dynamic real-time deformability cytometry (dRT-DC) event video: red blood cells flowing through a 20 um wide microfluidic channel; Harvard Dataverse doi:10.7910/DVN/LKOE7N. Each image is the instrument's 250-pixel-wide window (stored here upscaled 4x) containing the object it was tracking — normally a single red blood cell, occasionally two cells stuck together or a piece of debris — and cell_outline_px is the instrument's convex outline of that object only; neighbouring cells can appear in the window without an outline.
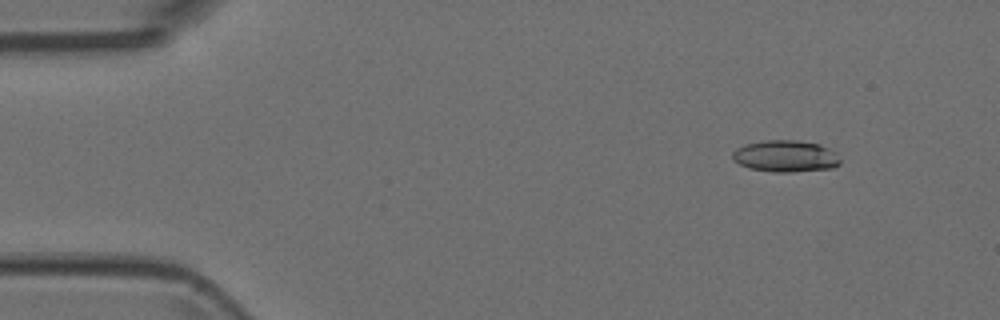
{"species": "Egyptian fruit bat (a non-hibernating species)", "species_latin": "Rousettus aegyptiacus", "temperature_condition": "room temperature", "stored_images_in_passage": 4, "camera_frame_rate_fps": 3000, "um_per_image_px": 0.085, "animal": {"sex": "female"}, "frame": {"image": 1, "passage_image": 2, "time_ms": 0.333, "image_size_px": [1000, 320], "cell_outline_px": [[840, 164], [832, 168], [788, 172], [776, 172], [748, 168], [732, 160], [732, 152], [736, 148], [744, 144], [764, 140], [796, 140], [820, 144], [836, 152], [840, 160]], "centroid_in_image_um": [66.75, 13.26], "position_along_channel_um": 18.2, "area_um2": 20.0}}
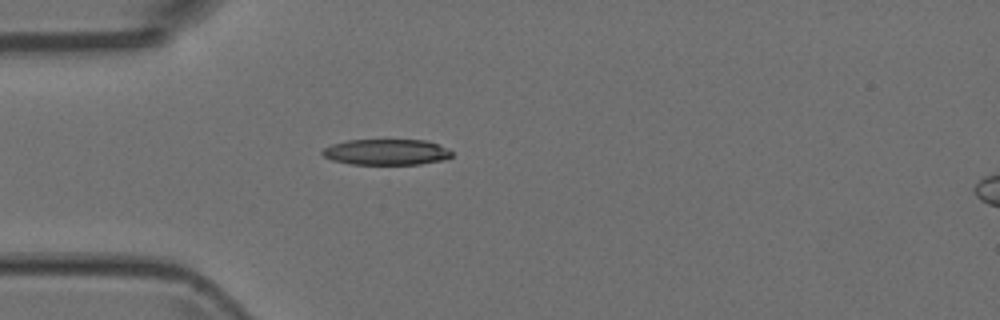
{"frame": {"image": 2, "passage_image": 4, "time_ms": 1.0, "image_size_px": [1000, 320], "cell_outline_px": [[452, 156], [444, 160], [420, 164], [352, 164], [332, 160], [324, 156], [320, 152], [324, 148], [332, 144], [348, 140], [424, 140], [448, 148], [452, 152]], "centroid_in_image_um": [32.84, 12.92], "position_along_channel_um": 52.2, "area_um2": 19.42}}